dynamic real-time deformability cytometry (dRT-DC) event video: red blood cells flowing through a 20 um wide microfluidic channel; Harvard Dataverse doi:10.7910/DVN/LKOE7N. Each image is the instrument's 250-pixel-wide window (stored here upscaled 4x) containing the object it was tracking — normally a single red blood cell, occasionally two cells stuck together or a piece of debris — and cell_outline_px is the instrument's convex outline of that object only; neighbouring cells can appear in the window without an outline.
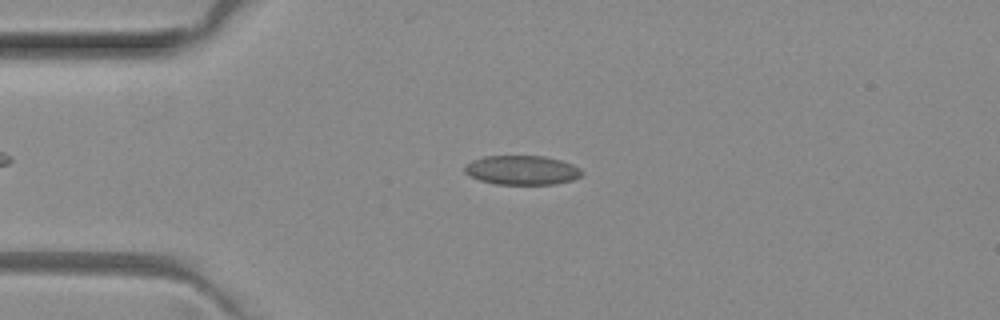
{"species": "common noctule bat (a hibernating species)", "species_latin": "Nyctalus noctula", "temperature_condition": "room temperature", "stored_images_in_passage": 4, "camera_frame_rate_fps": 3000, "um_per_image_px": 0.085, "animal": {"sex": "female", "body_mass_g": 29.2, "forearm_length_mm": 56.3}, "frame": {"image": 1, "passage_image": 2, "time_ms": 0.333, "image_size_px": [1000, 320], "cell_outline_px": [[584, 172], [580, 176], [572, 180], [556, 184], [496, 184], [480, 180], [464, 172], [464, 164], [472, 160], [484, 156], [544, 156], [560, 160], [572, 164], [580, 168]], "centroid_in_image_um": [44.36, 14.46], "position_along_channel_um": 40.6, "area_um2": 20.0}}
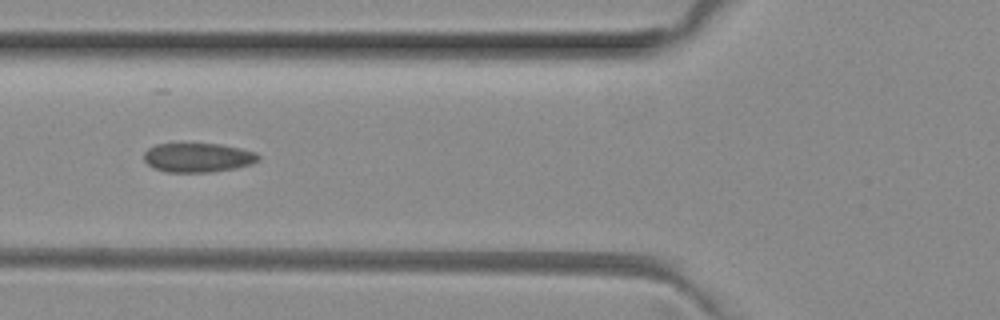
{"frame": {"image": 2, "passage_image": 4, "time_ms": 1.0, "image_size_px": [1000, 320], "cell_outline_px": [[260, 160], [252, 164], [236, 168], [212, 172], [168, 172], [152, 168], [144, 160], [144, 152], [148, 148], [156, 144], [220, 144], [240, 148], [256, 152], [260, 156]], "centroid_in_image_um": [16.84, 13.4], "position_along_channel_um": 109.0, "area_um2": 19.59}}